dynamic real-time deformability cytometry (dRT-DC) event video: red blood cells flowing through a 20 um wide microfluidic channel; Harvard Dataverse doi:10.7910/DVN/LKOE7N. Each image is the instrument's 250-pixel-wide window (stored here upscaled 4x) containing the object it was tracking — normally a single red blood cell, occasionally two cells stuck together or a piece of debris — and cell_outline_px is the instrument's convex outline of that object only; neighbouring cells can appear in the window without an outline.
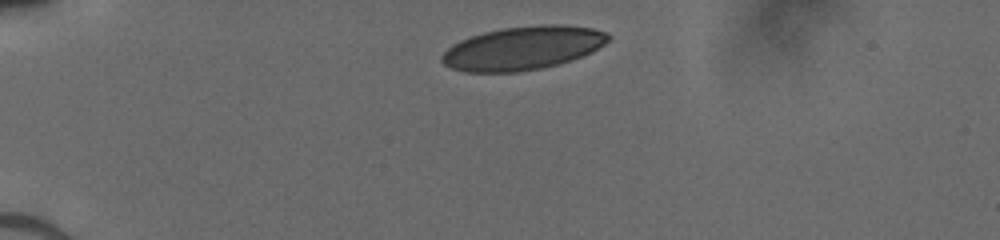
{"species": "human", "species_latin": "Homo sapiens", "temperature_condition": "cold", "stored_images_in_passage": 32, "camera_frame_rate_fps": 3000, "um_per_image_px": 0.085, "donor": {"sex": "male"}, "frame": {"image": 1, "passage_image": 1, "time_ms": 0.0, "image_size_px": [1000, 240], "cell_outline_px": [[612, 36], [604, 44], [592, 52], [572, 60], [540, 68], [516, 72], [464, 72], [452, 68], [444, 64], [440, 60], [440, 56], [452, 44], [460, 40], [484, 32], [504, 28], [540, 24], [560, 24], [592, 28], [608, 32]], "centroid_in_image_um": [44.45, 4.08], "position_along_channel_um": 40.6, "area_um2": 42.19}}
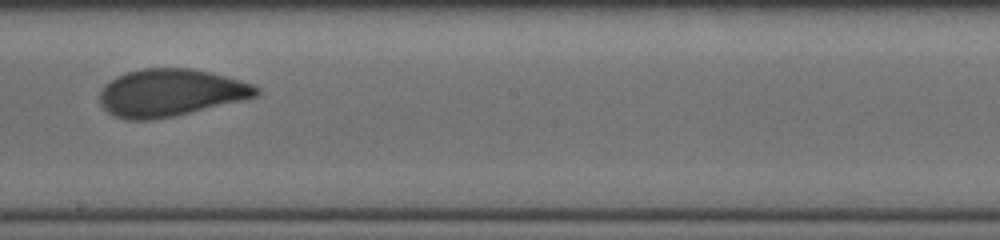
{"frame": {"image": 2, "passage_image": 19, "time_ms": 6.0, "image_size_px": [1000, 240], "cell_outline_px": [[260, 92], [256, 96], [240, 100], [172, 116], [152, 120], [128, 120], [112, 116], [100, 104], [100, 88], [104, 84], [116, 76], [128, 72], [144, 68], [192, 68], [212, 72], [256, 84], [260, 88]], "centroid_in_image_um": [14.47, 7.87], "position_along_channel_um": 233.7, "area_um2": 43.23}}
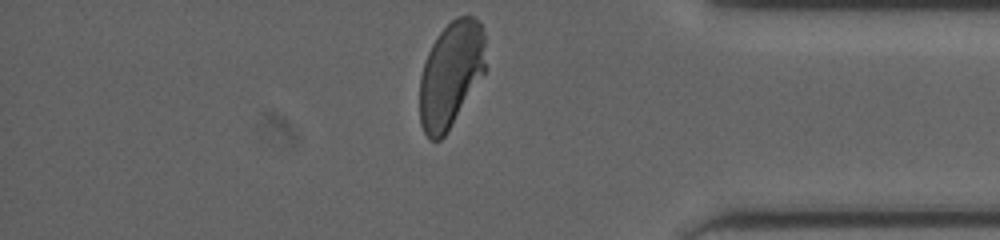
{"frame": {"image": 3, "passage_image": 32, "time_ms": 10.333, "image_size_px": [1000, 240], "cell_outline_px": [[484, 72], [444, 136], [440, 140], [432, 140], [424, 132], [420, 124], [420, 76], [428, 52], [432, 44], [440, 32], [456, 16], [472, 16], [480, 20], [484, 32]], "centroid_in_image_um": [38.3, 6.29], "position_along_channel_um": 396.9, "area_um2": 40.0}}